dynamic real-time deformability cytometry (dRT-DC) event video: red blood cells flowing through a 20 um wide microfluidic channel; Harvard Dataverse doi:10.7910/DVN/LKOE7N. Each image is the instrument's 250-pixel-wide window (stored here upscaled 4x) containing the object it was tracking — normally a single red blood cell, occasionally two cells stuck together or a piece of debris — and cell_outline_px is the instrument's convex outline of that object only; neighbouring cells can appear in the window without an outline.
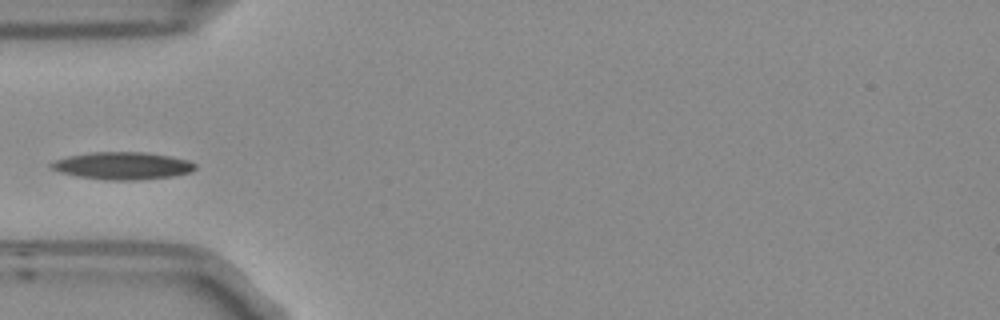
{"species": "Egyptian fruit bat (a non-hibernating species)", "species_latin": "Rousettus aegyptiacus", "temperature_condition": "room temperature", "stored_images_in_passage": 5, "camera_frame_rate_fps": 3000, "um_per_image_px": 0.085, "frame": {"image": 1, "passage_image": 5, "time_ms": 1.333, "image_size_px": [1000, 320], "cell_outline_px": [[196, 168], [192, 172], [172, 176], [136, 180], [104, 180], [76, 176], [60, 172], [52, 168], [48, 164], [52, 160], [68, 156], [92, 152], [144, 152], [172, 156], [188, 160], [196, 164]], "centroid_in_image_um": [10.4, 14.08], "position_along_channel_um": 74.6, "area_um2": 23.18}}